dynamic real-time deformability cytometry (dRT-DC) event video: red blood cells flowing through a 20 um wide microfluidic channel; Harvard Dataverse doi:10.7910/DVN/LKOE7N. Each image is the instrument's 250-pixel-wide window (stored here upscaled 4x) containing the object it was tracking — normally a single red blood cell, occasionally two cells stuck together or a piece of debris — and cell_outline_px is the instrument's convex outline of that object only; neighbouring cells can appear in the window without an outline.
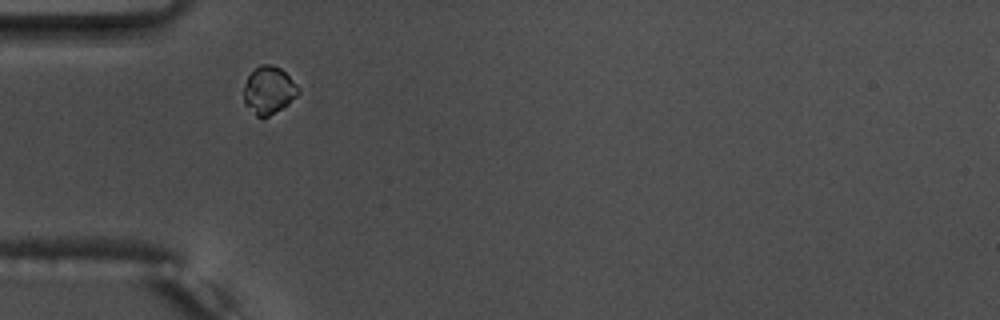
{"species": "common noctule bat (a hibernating species)", "species_latin": "Nyctalus noctula", "temperature_condition": "warm", "stored_images_in_passage": 43, "camera_frame_rate_fps": 3000, "um_per_image_px": 0.085, "animal": {"sex": "male", "body_mass_g": 17.5, "forearm_length_mm": 52.3}, "frame": {"image": 1, "passage_image": 5, "time_ms": 1.333, "image_size_px": [1000, 320], "cell_outline_px": [[300, 92], [288, 104], [268, 116], [256, 116], [244, 104], [244, 88], [248, 76], [260, 64], [268, 64], [280, 68], [300, 88]], "centroid_in_image_um": [22.84, 7.67], "position_along_channel_um": 62.2, "area_um2": 14.85}}
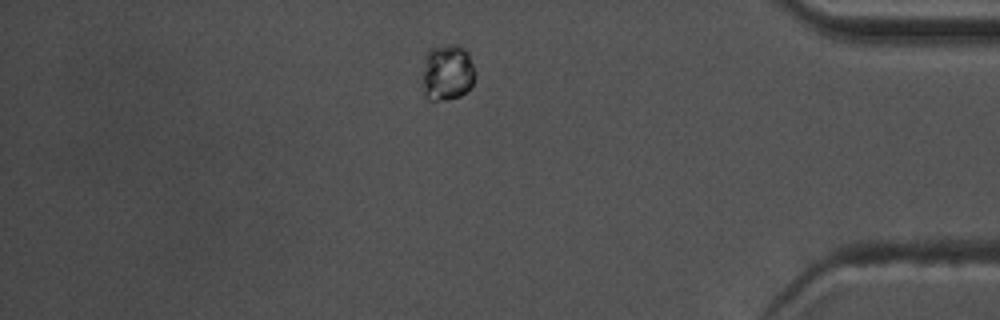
{"frame": {"image": 2, "passage_image": 35, "time_ms": 11.333, "image_size_px": [1000, 320], "cell_outline_px": [[476, 76], [472, 84], [460, 96], [444, 100], [428, 100], [424, 96], [424, 56], [428, 48], [448, 44], [456, 44], [464, 48], [468, 52], [476, 72]], "centroid_in_image_um": [38.02, 6.13], "position_along_channel_um": 397.2, "area_um2": 17.46}}
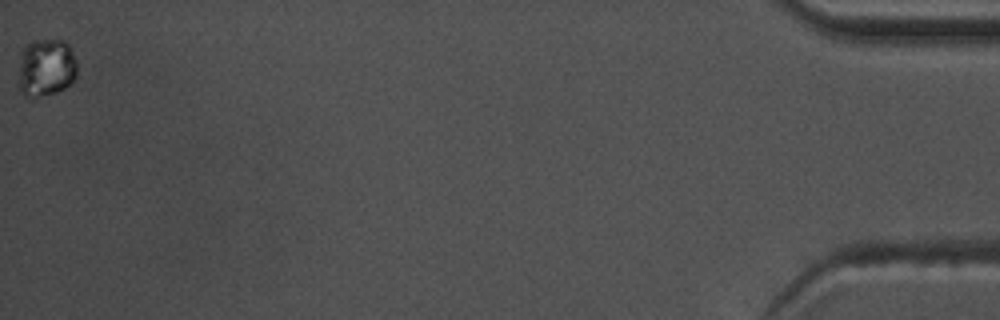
{"frame": {"image": 3, "passage_image": 43, "time_ms": 14.0, "image_size_px": [1000, 320], "cell_outline_px": [[76, 76], [64, 88], [56, 92], [32, 100], [24, 96], [20, 92], [20, 64], [24, 48], [32, 40], [64, 40], [68, 44], [76, 60]], "centroid_in_image_um": [3.92, 5.78], "position_along_channel_um": 431.3, "area_um2": 19.71}}